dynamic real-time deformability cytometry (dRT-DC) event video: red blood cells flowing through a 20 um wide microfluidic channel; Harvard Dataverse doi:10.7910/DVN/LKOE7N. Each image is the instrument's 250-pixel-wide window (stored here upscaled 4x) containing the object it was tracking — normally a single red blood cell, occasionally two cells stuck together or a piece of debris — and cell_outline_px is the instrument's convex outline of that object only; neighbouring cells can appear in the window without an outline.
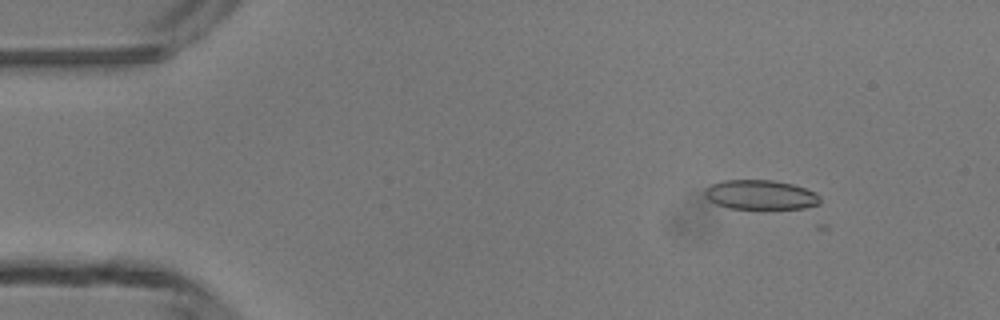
{"species": "common noctule bat (a hibernating species)", "species_latin": "Nyctalus noctula", "temperature_condition": "room temperature", "stored_images_in_passage": 4, "camera_frame_rate_fps": 3000, "um_per_image_px": 0.085, "animal": {"sex": "male", "body_mass_g": 13.3}, "frame": {"image": 1, "passage_image": 2, "time_ms": 1.0, "image_size_px": [1000, 320], "cell_outline_px": [[820, 204], [804, 208], [764, 212], [728, 208], [716, 204], [708, 200], [704, 196], [704, 188], [712, 184], [724, 180], [772, 180], [792, 184], [816, 192], [820, 196]], "centroid_in_image_um": [64.64, 16.62], "position_along_channel_um": 20.4, "area_um2": 20.92}}